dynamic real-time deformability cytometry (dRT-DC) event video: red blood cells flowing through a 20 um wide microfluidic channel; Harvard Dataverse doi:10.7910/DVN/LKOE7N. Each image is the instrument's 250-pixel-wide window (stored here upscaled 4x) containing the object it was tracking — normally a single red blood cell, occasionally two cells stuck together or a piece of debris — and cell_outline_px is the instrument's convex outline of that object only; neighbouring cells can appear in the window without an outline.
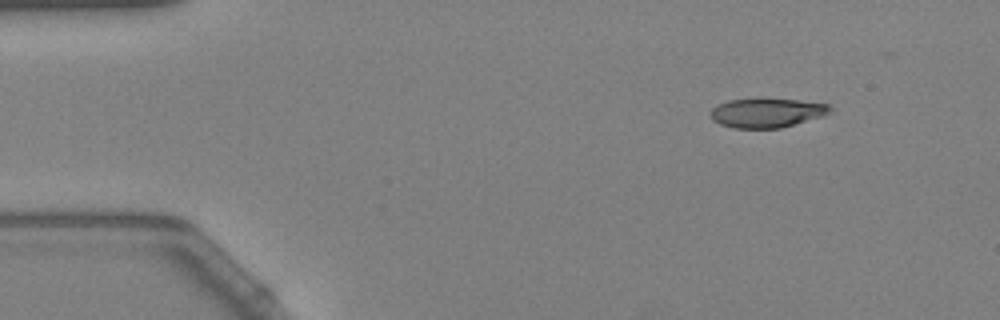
{"species": "Egyptian fruit bat (a non-hibernating species)", "species_latin": "Rousettus aegyptiacus", "temperature_condition": "warm", "stored_images_in_passage": 3, "camera_frame_rate_fps": 3000, "um_per_image_px": 0.085, "animal": {"sex": "female"}, "frame": {"image": 1, "passage_image": 1, "time_ms": 0.0, "image_size_px": [1000, 320], "cell_outline_px": [[832, 108], [824, 116], [780, 128], [732, 128], [720, 124], [712, 120], [708, 112], [716, 104], [728, 100], [796, 100], [828, 104]], "centroid_in_image_um": [65.12, 9.61], "position_along_channel_um": 19.9, "area_um2": 20.11}}